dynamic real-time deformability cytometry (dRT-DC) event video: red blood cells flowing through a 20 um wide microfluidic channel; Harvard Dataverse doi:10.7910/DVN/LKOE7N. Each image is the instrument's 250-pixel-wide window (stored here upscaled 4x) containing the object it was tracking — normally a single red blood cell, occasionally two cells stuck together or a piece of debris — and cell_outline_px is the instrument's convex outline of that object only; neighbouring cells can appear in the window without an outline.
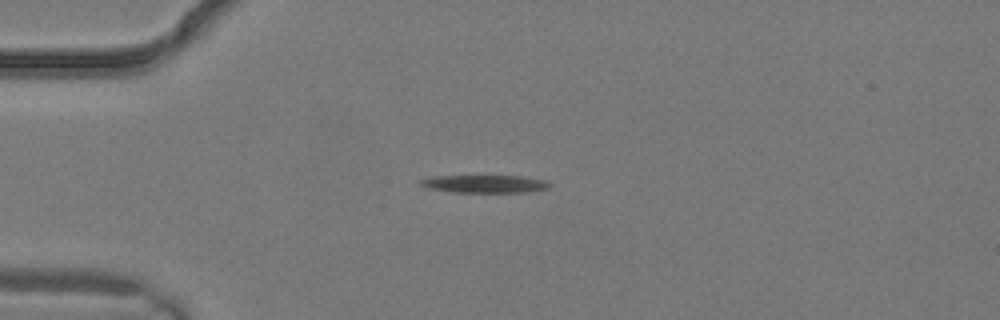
{"species": "common noctule bat (a hibernating species)", "species_latin": "Nyctalus noctula", "temperature_condition": "warm", "stored_images_in_passage": 2, "camera_frame_rate_fps": 3000, "um_per_image_px": 0.085, "animal": {"sex": "male", "body_mass_g": 19.2, "forearm_length_mm": 51.8}, "frame": {"image": 1, "passage_image": 2, "time_ms": 0.333, "image_size_px": [1000, 320], "cell_outline_px": [[552, 184], [548, 188], [532, 192], [452, 192], [428, 188], [420, 184], [420, 180], [436, 176], [524, 176], [548, 180]], "centroid_in_image_um": [41.3, 15.63], "position_along_channel_um": 43.7, "area_um2": 13.41}}